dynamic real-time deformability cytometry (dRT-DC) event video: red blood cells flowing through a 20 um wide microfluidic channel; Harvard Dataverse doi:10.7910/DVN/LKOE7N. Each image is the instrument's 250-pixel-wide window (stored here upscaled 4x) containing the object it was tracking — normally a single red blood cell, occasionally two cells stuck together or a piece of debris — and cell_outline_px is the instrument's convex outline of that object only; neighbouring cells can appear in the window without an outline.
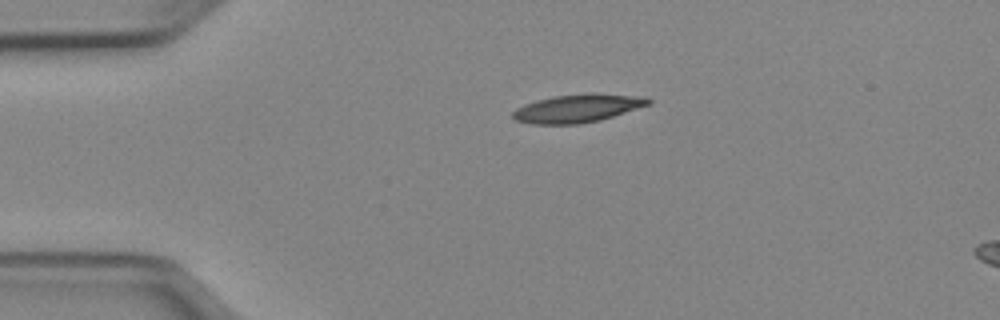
{"species": "Egyptian fruit bat (a non-hibernating species)", "species_latin": "Rousettus aegyptiacus", "temperature_condition": "cold", "stored_images_in_passage": 41, "camera_frame_rate_fps": 3000, "um_per_image_px": 0.085, "animal": {"sex": "female"}, "frame": {"image": 1, "passage_image": 1, "time_ms": 0.0, "image_size_px": [1000, 320], "cell_outline_px": [[652, 104], [600, 120], [580, 124], [532, 124], [516, 120], [512, 116], [512, 112], [516, 108], [524, 104], [536, 100], [556, 96], [648, 96], [652, 100]], "centroid_in_image_um": [49.06, 9.26], "position_along_channel_um": 35.9, "area_um2": 21.27}}
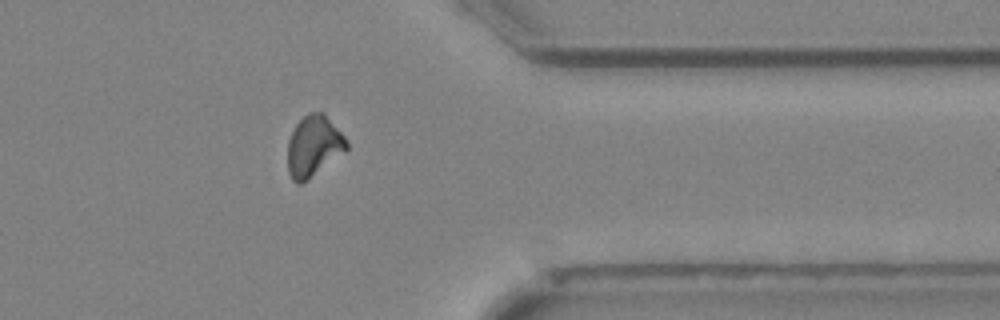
{"frame": {"image": 2, "passage_image": 31, "time_ms": 10.0, "image_size_px": [1000, 320], "cell_outline_px": [[348, 148], [308, 180], [300, 184], [296, 184], [292, 180], [288, 172], [288, 140], [296, 124], [308, 112], [324, 112], [348, 140]], "centroid_in_image_um": [26.65, 12.42], "position_along_channel_um": 384.7, "area_um2": 20.92}}
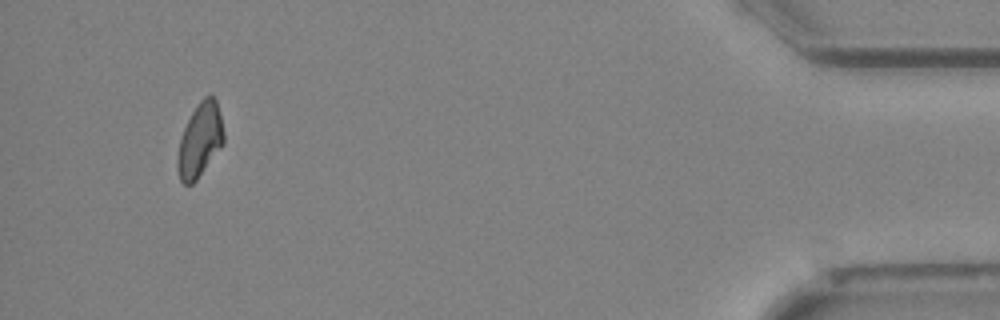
{"frame": {"image": 3, "passage_image": 38, "time_ms": 12.333, "image_size_px": [1000, 320], "cell_outline_px": [[224, 144], [196, 180], [192, 184], [184, 184], [180, 180], [176, 168], [176, 160], [180, 140], [184, 128], [192, 112], [200, 100], [204, 96], [212, 96], [216, 100], [224, 132]], "centroid_in_image_um": [16.98, 11.94], "position_along_channel_um": 418.2, "area_um2": 19.77}, "authors_computed_cell_mechanics": {"area_um2": 21.3282, "velocity_mm_per_s": 3.9792, "shape_relaxation_time_tau1_ms": 9.3045, "shape_relaxation_time_tau2_ms": null, "deformation_change_tau1": 0.2148, "deformation_change_tau2": null}}